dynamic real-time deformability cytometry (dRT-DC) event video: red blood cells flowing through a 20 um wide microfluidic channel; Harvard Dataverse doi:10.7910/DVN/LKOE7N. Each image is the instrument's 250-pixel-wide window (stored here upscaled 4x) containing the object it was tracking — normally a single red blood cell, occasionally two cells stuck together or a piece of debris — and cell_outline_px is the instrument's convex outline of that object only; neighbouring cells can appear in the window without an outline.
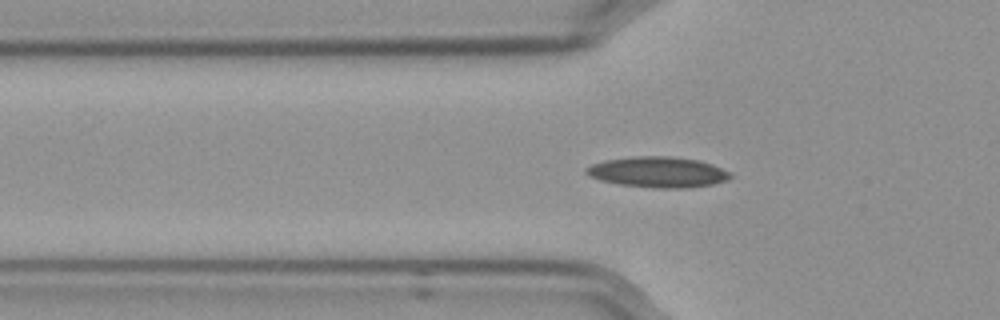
{"species": "Egyptian fruit bat (a non-hibernating species)", "species_latin": "Rousettus aegyptiacus", "temperature_condition": "cold", "stored_images_in_passage": 55, "camera_frame_rate_fps": 3000, "um_per_image_px": 0.085, "frame": {"image": 1, "passage_image": 16, "time_ms": 5.0, "image_size_px": [1000, 320], "cell_outline_px": [[732, 176], [728, 180], [712, 184], [688, 188], [656, 188], [620, 184], [600, 180], [588, 176], [584, 172], [584, 168], [592, 164], [604, 160], [636, 156], [668, 156], [700, 160], [712, 164], [728, 172]], "centroid_in_image_um": [55.89, 14.62], "position_along_channel_um": 69.9, "area_um2": 25.78}}
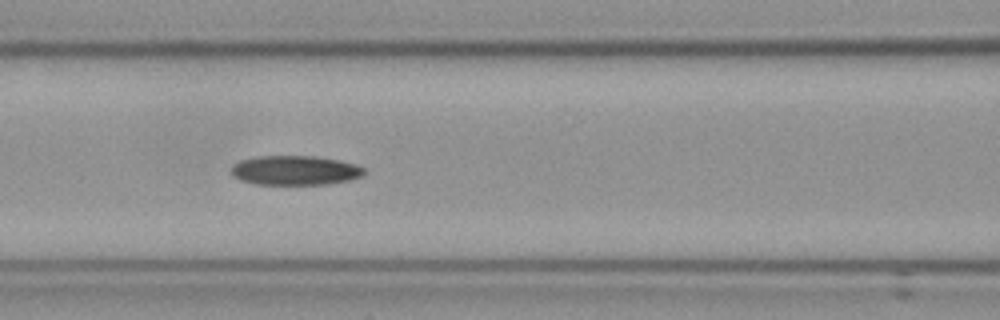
{"frame": {"image": 2, "passage_image": 22, "time_ms": 7.0, "image_size_px": [1000, 320], "cell_outline_px": [[368, 172], [364, 176], [352, 180], [328, 184], [256, 184], [240, 180], [232, 176], [232, 164], [240, 160], [260, 156], [312, 156], [336, 160], [352, 164], [364, 168]], "centroid_in_image_um": [25.09, 14.49], "position_along_channel_um": 141.5, "area_um2": 22.83}}
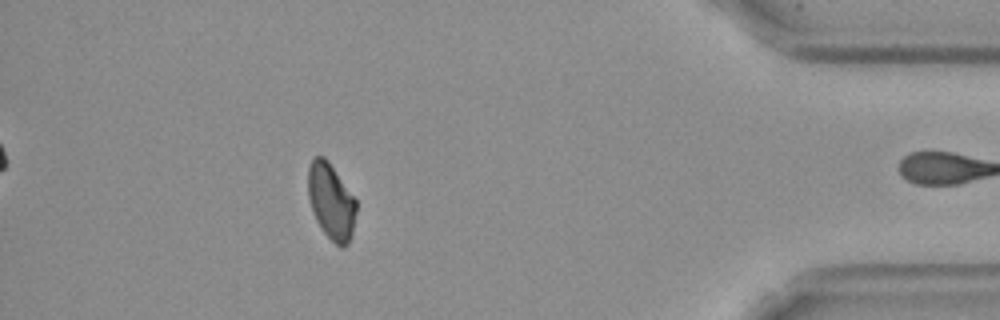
{"frame": {"image": 3, "passage_image": 48, "time_ms": 15.667, "image_size_px": [1000, 320], "cell_outline_px": [[356, 212], [352, 236], [348, 244], [344, 248], [340, 248], [324, 232], [316, 220], [312, 212], [308, 196], [308, 168], [312, 160], [316, 156], [324, 156], [328, 160], [356, 200]], "centroid_in_image_um": [28.15, 17.14], "position_along_channel_um": 407.1, "area_um2": 21.33}, "authors_computed_cell_mechanics": {"area_um2": 22.831, "velocity_mm_per_s": 3.57, "shape_relaxation_time_tau1_ms": 11.2687, "shape_relaxation_time_tau2_ms": null, "deformation_change_tau1": 0.1913, "deformation_change_tau2": null}}